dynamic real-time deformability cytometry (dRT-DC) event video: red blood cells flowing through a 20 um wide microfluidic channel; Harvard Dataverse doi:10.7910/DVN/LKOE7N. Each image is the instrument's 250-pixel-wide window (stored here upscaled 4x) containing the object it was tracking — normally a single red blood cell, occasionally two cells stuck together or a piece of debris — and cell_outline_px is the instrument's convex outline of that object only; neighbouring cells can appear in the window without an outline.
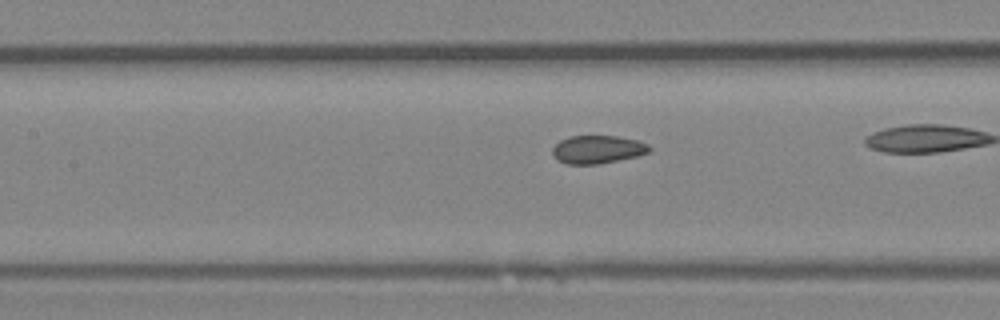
{"species": "Egyptian fruit bat (a non-hibernating species)", "species_latin": "Rousettus aegyptiacus", "temperature_condition": "room temperature", "stored_images_in_passage": 30, "camera_frame_rate_fps": 3000, "um_per_image_px": 0.085, "animal": {"sex": "female"}, "frame": {"image": 1, "passage_image": 9, "time_ms": 2.667, "image_size_px": [1000, 320], "cell_outline_px": [[652, 148], [648, 152], [636, 156], [596, 164], [568, 164], [556, 160], [552, 152], [552, 148], [560, 140], [572, 136], [616, 136], [640, 140], [648, 144]], "centroid_in_image_um": [50.79, 12.69], "position_along_channel_um": 156.6, "area_um2": 15.78}}